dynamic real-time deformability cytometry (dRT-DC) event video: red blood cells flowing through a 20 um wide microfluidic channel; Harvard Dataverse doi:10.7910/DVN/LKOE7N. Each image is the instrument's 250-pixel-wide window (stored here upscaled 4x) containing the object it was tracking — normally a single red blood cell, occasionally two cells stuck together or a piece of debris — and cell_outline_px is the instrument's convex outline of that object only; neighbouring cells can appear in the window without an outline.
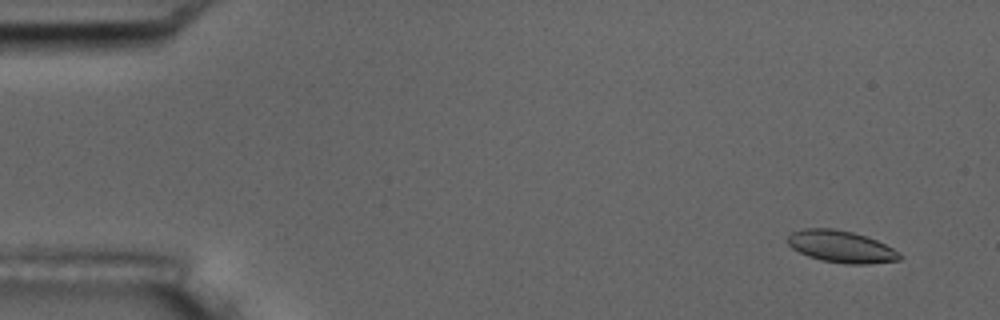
{"species": "common noctule bat (a hibernating species)", "species_latin": "Nyctalus noctula", "temperature_condition": "room temperature", "stored_images_in_passage": 5, "camera_frame_rate_fps": 3000, "um_per_image_px": 0.085, "animal": {"sex": "male", "body_mass_g": 17.5, "forearm_length_mm": 52.3}, "frame": {"image": 1, "passage_image": 2, "time_ms": 1.0, "image_size_px": [1000, 320], "cell_outline_px": [[904, 256], [900, 260], [868, 264], [844, 264], [820, 260], [808, 256], [792, 248], [788, 244], [788, 236], [792, 232], [800, 228], [832, 228], [852, 232], [876, 240], [900, 252]], "centroid_in_image_um": [71.5, 20.97], "position_along_channel_um": 13.5, "area_um2": 20.92}}